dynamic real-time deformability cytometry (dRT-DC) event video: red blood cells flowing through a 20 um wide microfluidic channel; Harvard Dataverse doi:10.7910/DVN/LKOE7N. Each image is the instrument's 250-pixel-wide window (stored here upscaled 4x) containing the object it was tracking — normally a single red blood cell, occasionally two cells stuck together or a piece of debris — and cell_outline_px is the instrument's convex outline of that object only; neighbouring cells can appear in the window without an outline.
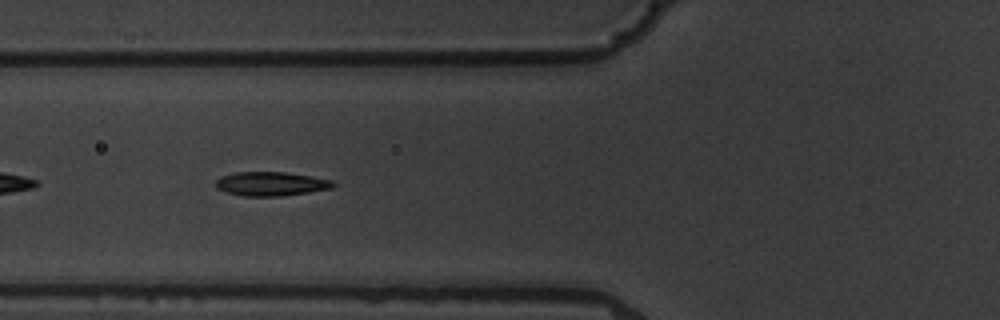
{"species": "common noctule bat (a hibernating species)", "species_latin": "Nyctalus noctula", "temperature_condition": "warm", "stored_images_in_passage": 7, "segment_of_instrument_passage": [2, 2], "camera_frame_rate_fps": 3000, "um_per_image_px": 0.085, "animal": {"sex": "male", "body_mass_g": 19.5, "forearm_length_mm": 54.6}, "frame": {"image": 1, "passage_image": 6, "time_ms": 5.667, "image_size_px": [1000, 320], "cell_outline_px": [[336, 184], [332, 188], [308, 192], [280, 196], [244, 196], [224, 192], [216, 188], [216, 180], [220, 176], [236, 172], [284, 172], [332, 180]], "centroid_in_image_um": [22.99, 15.63], "position_along_channel_um": 102.8, "area_um2": 16.36}}
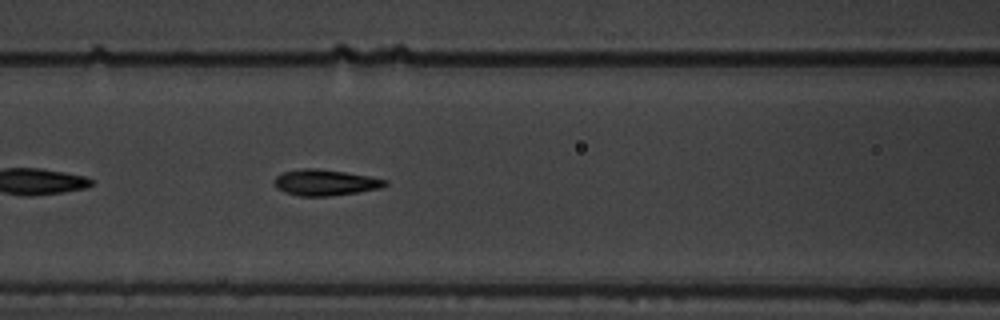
{"frame": {"image": 2, "passage_image": 7, "time_ms": 6.667, "image_size_px": [1000, 320], "cell_outline_px": [[388, 184], [380, 188], [356, 192], [328, 196], [300, 196], [284, 192], [276, 188], [272, 180], [276, 176], [284, 172], [304, 168], [316, 168], [344, 172], [368, 176], [388, 180]], "centroid_in_image_um": [27.6, 15.51], "position_along_channel_um": 139.0, "area_um2": 16.7}}